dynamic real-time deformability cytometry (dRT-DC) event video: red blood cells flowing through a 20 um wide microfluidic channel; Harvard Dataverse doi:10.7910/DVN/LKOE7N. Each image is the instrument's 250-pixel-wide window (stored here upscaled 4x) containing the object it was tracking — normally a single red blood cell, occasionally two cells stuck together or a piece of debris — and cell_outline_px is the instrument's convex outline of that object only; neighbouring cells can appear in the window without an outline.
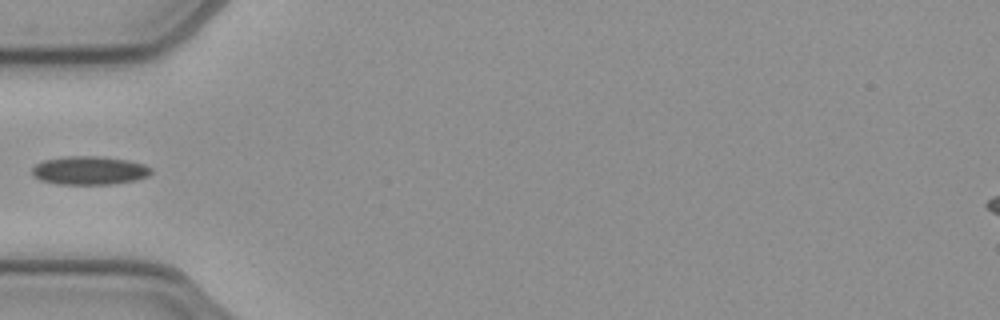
{"species": "common noctule bat (a hibernating species)", "species_latin": "Nyctalus noctula", "temperature_condition": "cold", "stored_images_in_passage": 5, "camera_frame_rate_fps": 3000, "um_per_image_px": 0.085, "animal": {"sex": "female", "body_mass_g": 21.9}, "frame": {"image": 1, "passage_image": 1, "time_ms": 0.0, "image_size_px": [1000, 320], "cell_outline_px": [[152, 172], [148, 176], [136, 180], [112, 184], [56, 184], [40, 180], [32, 176], [32, 168], [36, 164], [44, 160], [64, 156], [96, 156], [128, 160], [144, 164], [152, 168]], "centroid_in_image_um": [7.59, 14.49], "position_along_channel_um": 77.4, "area_um2": 19.88}}